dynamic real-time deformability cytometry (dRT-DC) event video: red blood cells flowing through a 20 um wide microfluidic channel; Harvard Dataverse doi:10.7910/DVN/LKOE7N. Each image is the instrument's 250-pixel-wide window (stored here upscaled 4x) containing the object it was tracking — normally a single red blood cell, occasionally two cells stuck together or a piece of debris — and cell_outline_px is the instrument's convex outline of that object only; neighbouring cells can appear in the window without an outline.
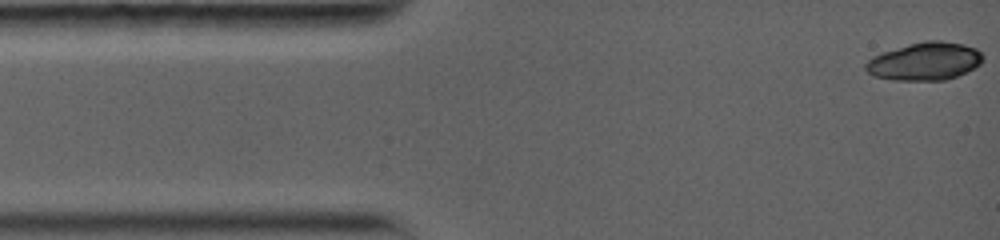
{"species": "common noctule bat (a hibernating species)", "species_latin": "Nyctalus noctula", "temperature_condition": "warm", "stored_images_in_passage": 3, "camera_frame_rate_fps": 5000, "um_per_image_px": 0.085, "animal": {"sex": "female", "body_mass_g": 19.0, "forearm_length_mm": 56.7}, "frame": {"image": 1, "passage_image": 1, "time_ms": 0.0, "image_size_px": [1000, 240], "cell_outline_px": [[984, 60], [980, 64], [956, 76], [944, 80], [892, 80], [872, 76], [864, 68], [864, 64], [872, 56], [908, 44], [924, 40], [940, 40], [964, 44], [976, 48], [984, 56]], "centroid_in_image_um": [78.59, 5.2], "position_along_channel_um": 6.4, "area_um2": 25.95}}